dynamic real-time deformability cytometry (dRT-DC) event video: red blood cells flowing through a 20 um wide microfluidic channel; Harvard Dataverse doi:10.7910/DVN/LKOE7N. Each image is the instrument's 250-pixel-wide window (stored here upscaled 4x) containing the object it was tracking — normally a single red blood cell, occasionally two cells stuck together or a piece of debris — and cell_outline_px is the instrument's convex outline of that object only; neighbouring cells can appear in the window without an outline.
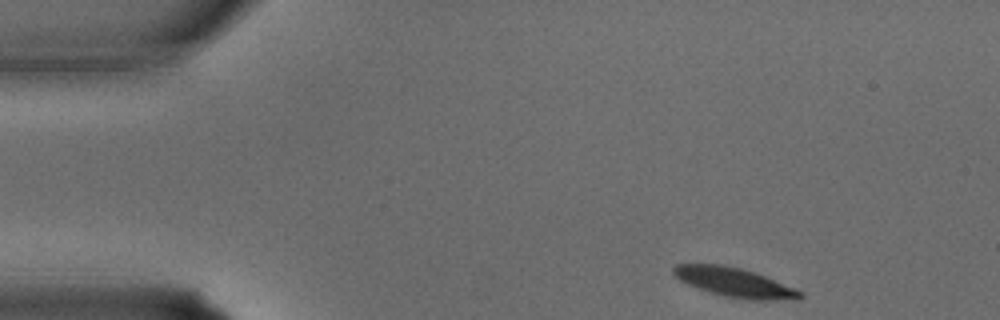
{"species": "common noctule bat (a hibernating species)", "species_latin": "Nyctalus noctula", "temperature_condition": "warm", "stored_images_in_passage": 33, "camera_frame_rate_fps": 3000, "um_per_image_px": 0.085, "animal": {"sex": "male", "body_mass_g": 15.6}, "frame": {"image": 1, "passage_image": 1, "time_ms": 0.0, "image_size_px": [1000, 320], "cell_outline_px": [[804, 296], [760, 300], [756, 300], [724, 296], [688, 284], [680, 280], [672, 272], [672, 268], [676, 264], [720, 264], [740, 268], [756, 272], [804, 292]], "centroid_in_image_um": [62.37, 23.96], "position_along_channel_um": 22.6, "area_um2": 20.92}}
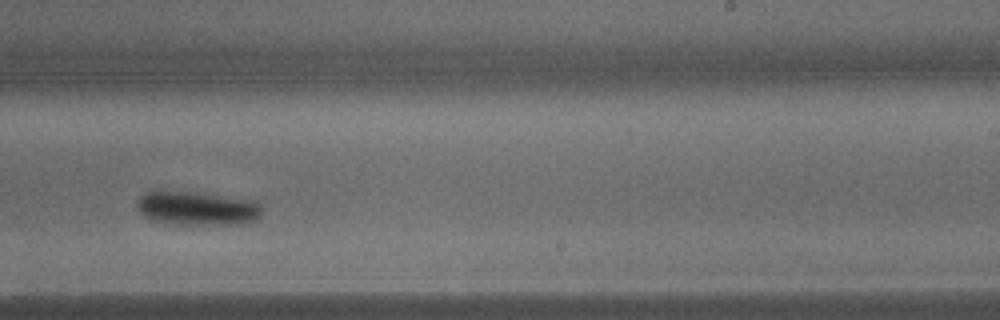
{"frame": {"image": 2, "passage_image": 19, "time_ms": 6.0, "image_size_px": [1000, 320], "cell_outline_px": [[264, 208], [260, 216], [256, 220], [240, 224], [164, 224], [148, 220], [136, 208], [136, 204], [140, 196], [156, 188], [164, 188], [196, 192], [256, 200]], "centroid_in_image_um": [16.7, 17.68], "position_along_channel_um": 272.3, "area_um2": 25.78}}
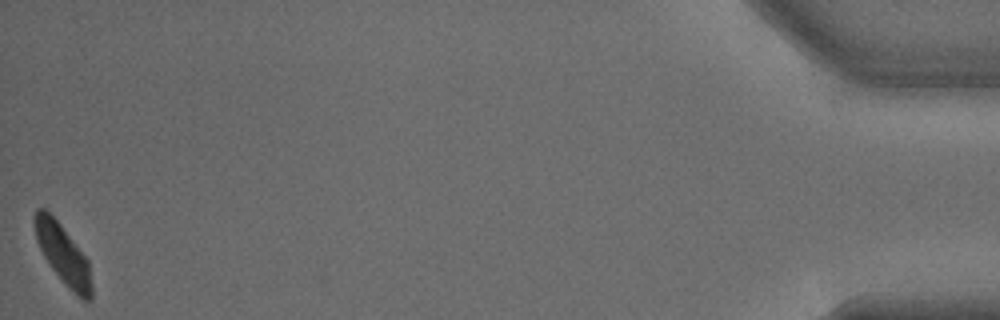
{"frame": {"image": 3, "passage_image": 33, "time_ms": 10.667, "image_size_px": [1000, 320], "cell_outline_px": [[92, 300], [84, 300], [52, 268], [44, 256], [36, 240], [36, 208], [44, 208], [60, 224], [88, 260], [92, 284]], "centroid_in_image_um": [5.38, 21.6], "position_along_channel_um": 429.8, "area_um2": 18.67}}